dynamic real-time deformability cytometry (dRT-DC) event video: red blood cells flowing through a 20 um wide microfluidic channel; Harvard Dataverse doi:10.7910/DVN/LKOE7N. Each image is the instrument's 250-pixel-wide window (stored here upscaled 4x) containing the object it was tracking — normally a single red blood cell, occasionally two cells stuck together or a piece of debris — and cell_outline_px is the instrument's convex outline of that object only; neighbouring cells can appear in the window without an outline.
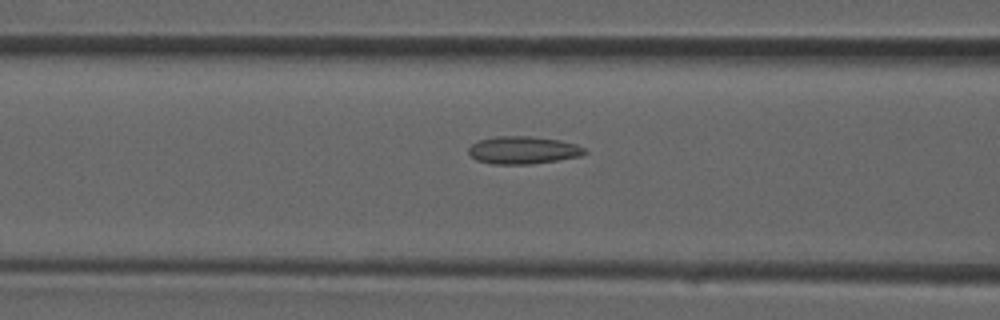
{"species": "common noctule bat (a hibernating species)", "species_latin": "Nyctalus noctula", "temperature_condition": "room temperature", "stored_images_in_passage": 30, "camera_frame_rate_fps": 3000, "um_per_image_px": 0.085, "animal": {"sex": "male", "forearm_length_mm": 52.5}, "frame": {"image": 1, "passage_image": 9, "time_ms": 2.667, "image_size_px": [1000, 320], "cell_outline_px": [[584, 152], [580, 156], [556, 160], [524, 164], [496, 164], [476, 160], [468, 152], [468, 148], [472, 144], [480, 140], [504, 136], [524, 136], [556, 140], [572, 144], [584, 148]], "centroid_in_image_um": [44.39, 12.77], "position_along_channel_um": 122.2, "area_um2": 17.92}}
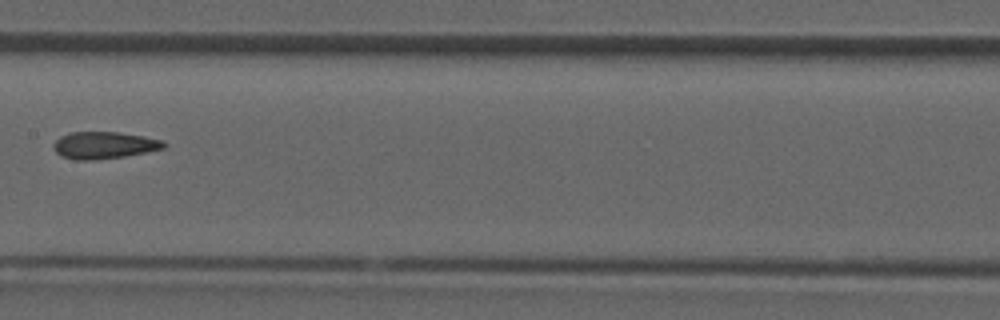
{"frame": {"image": 2, "passage_image": 13, "time_ms": 4.0, "image_size_px": [1000, 320], "cell_outline_px": [[164, 148], [124, 156], [84, 160], [80, 160], [64, 156], [56, 152], [56, 140], [72, 132], [116, 132], [140, 136], [160, 140], [164, 144]], "centroid_in_image_um": [8.85, 12.33], "position_along_channel_um": 198.5, "area_um2": 16.42}}
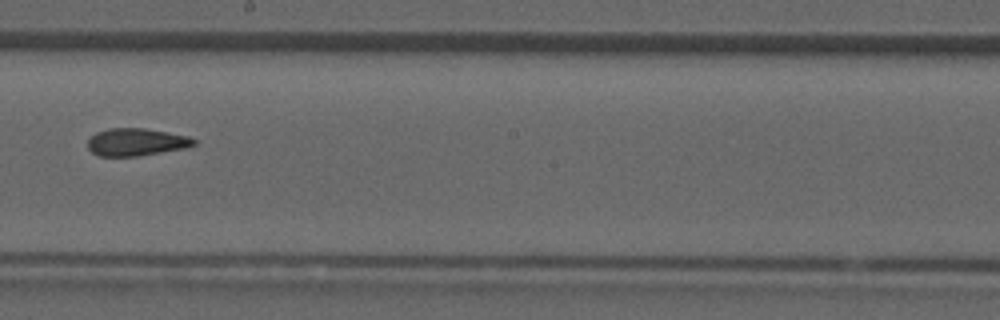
{"frame": {"image": 3, "passage_image": 15, "time_ms": 4.667, "image_size_px": [1000, 320], "cell_outline_px": [[196, 144], [180, 148], [136, 156], [100, 156], [92, 152], [88, 148], [88, 140], [96, 132], [112, 128], [144, 128], [184, 136], [196, 140]], "centroid_in_image_um": [11.49, 12.07], "position_along_channel_um": 236.7, "area_um2": 16.42}}